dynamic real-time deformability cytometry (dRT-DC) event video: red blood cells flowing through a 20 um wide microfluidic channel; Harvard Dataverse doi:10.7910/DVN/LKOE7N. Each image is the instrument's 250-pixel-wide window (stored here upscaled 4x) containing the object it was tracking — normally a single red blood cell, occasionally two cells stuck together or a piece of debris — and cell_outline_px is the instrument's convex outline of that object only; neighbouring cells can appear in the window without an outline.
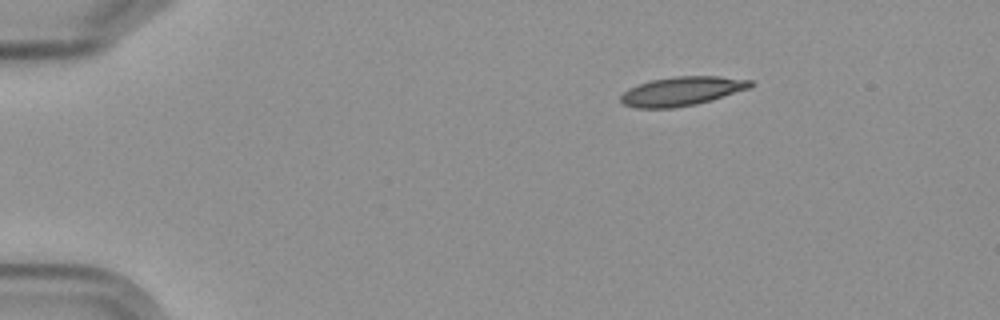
{"species": "Egyptian fruit bat (a non-hibernating species)", "species_latin": "Rousettus aegyptiacus", "temperature_condition": "cold", "stored_images_in_passage": 5, "camera_frame_rate_fps": 3000, "um_per_image_px": 0.085, "frame": {"image": 1, "passage_image": 1, "time_ms": 0.0, "image_size_px": [1000, 320], "cell_outline_px": [[756, 84], [752, 88], [712, 100], [696, 104], [672, 108], [636, 108], [624, 104], [620, 100], [620, 96], [628, 88], [652, 80], [672, 76], [720, 76], [752, 80]], "centroid_in_image_um": [58.02, 7.74], "position_along_channel_um": 27.0, "area_um2": 22.14}}
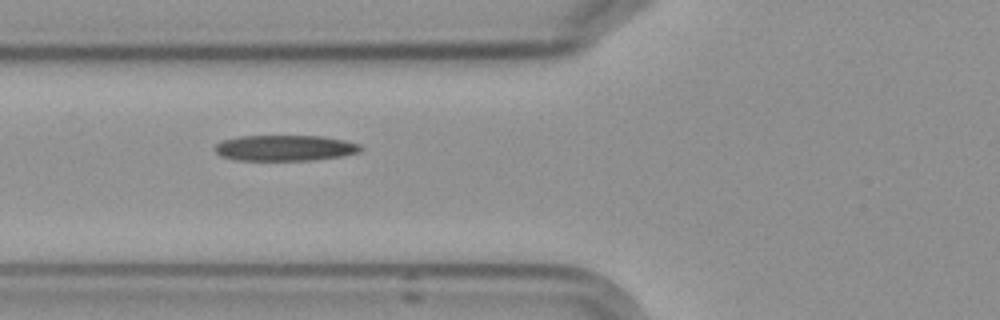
{"frame": {"image": 2, "passage_image": 4, "time_ms": 4.333, "image_size_px": [1000, 320], "cell_outline_px": [[364, 148], [360, 152], [344, 156], [312, 160], [236, 160], [220, 156], [212, 148], [220, 140], [240, 136], [324, 136], [344, 140], [360, 144]], "centroid_in_image_um": [24.22, 12.58], "position_along_channel_um": 101.6, "area_um2": 22.2}}
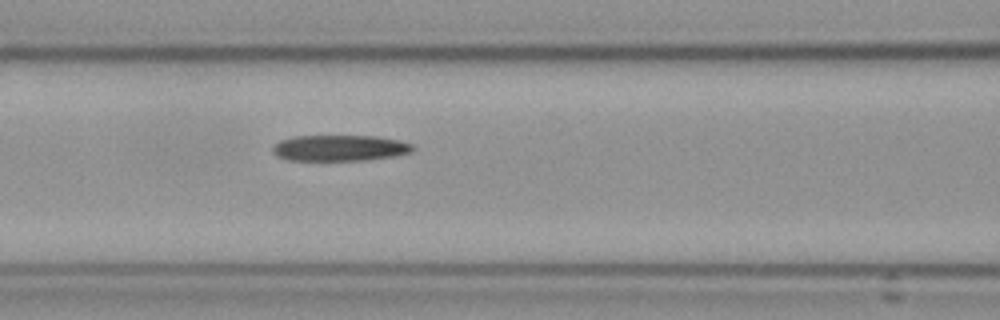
{"frame": {"image": 3, "passage_image": 5, "time_ms": 5.333, "image_size_px": [1000, 320], "cell_outline_px": [[416, 148], [412, 152], [392, 156], [364, 160], [288, 160], [276, 156], [272, 152], [272, 148], [280, 140], [292, 136], [376, 136], [400, 140], [412, 144]], "centroid_in_image_um": [28.88, 12.57], "position_along_channel_um": 137.7, "area_um2": 21.27}}